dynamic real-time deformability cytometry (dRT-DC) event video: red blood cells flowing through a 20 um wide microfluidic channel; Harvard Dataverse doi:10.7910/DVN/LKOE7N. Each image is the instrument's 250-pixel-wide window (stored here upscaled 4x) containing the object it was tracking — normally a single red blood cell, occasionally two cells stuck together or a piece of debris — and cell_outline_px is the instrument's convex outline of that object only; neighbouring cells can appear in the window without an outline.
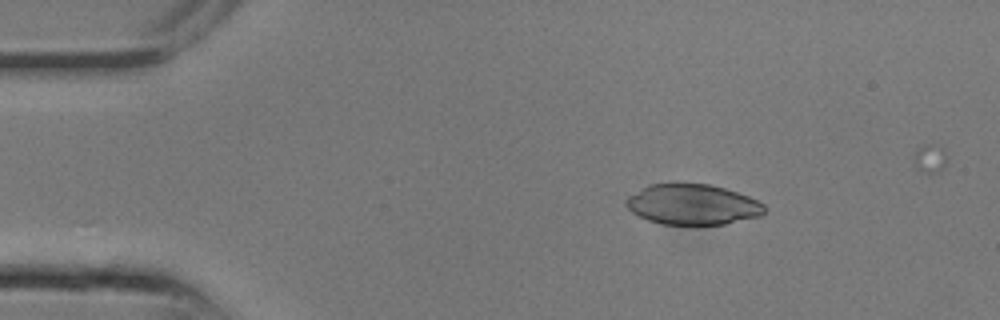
{"species": "common noctule bat (a hibernating species)", "species_latin": "Nyctalus noctula", "temperature_condition": "room temperature", "stored_images_in_passage": 9, "camera_frame_rate_fps": 3000, "um_per_image_px": 0.085, "animal": {"sex": "male", "body_mass_g": 13.3}, "frame": {"image": 1, "passage_image": 4, "time_ms": 1.0, "image_size_px": [1000, 320], "cell_outline_px": [[764, 212], [760, 216], [724, 224], [664, 224], [648, 220], [632, 212], [624, 204], [624, 200], [628, 196], [648, 184], [672, 180], [712, 184], [748, 196], [764, 204]], "centroid_in_image_um": [58.81, 17.33], "position_along_channel_um": 26.2, "area_um2": 33.29}}